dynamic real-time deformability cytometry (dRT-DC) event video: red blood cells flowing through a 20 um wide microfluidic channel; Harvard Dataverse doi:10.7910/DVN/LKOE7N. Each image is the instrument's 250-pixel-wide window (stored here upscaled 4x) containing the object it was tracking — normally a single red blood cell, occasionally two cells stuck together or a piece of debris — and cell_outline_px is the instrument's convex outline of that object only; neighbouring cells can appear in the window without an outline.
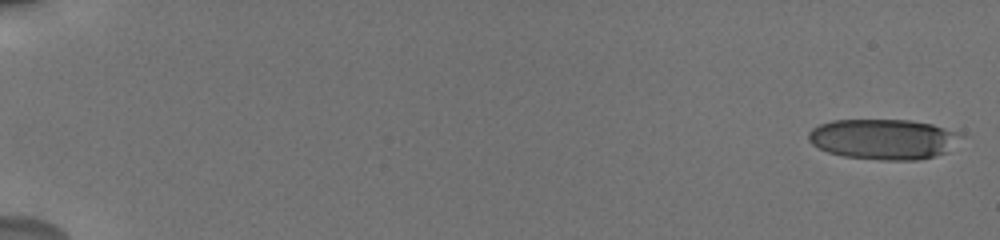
{"species": "human", "species_latin": "Homo sapiens", "temperature_condition": "cold", "stored_images_in_passage": 47, "camera_frame_rate_fps": 3000, "um_per_image_px": 0.085, "donor": {"sex": "male"}, "frame": {"image": 1, "passage_image": 1, "time_ms": 0.0, "image_size_px": [1000, 240], "cell_outline_px": [[968, 136], [948, 152], [936, 156], [920, 160], [880, 160], [844, 156], [828, 152], [812, 144], [808, 140], [808, 132], [812, 128], [820, 124], [832, 120], [912, 120], [932, 124]], "centroid_in_image_um": [75.16, 11.83], "position_along_channel_um": 9.8, "area_um2": 36.36}}
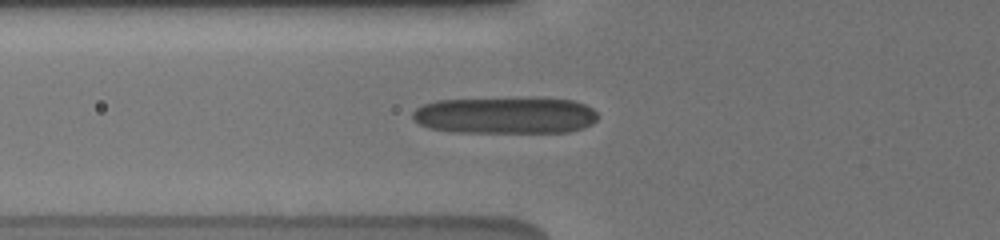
{"frame": {"image": 2, "passage_image": 34, "time_ms": 7.0, "image_size_px": [1000, 240], "cell_outline_px": [[596, 120], [592, 124], [584, 128], [568, 132], [456, 132], [432, 128], [420, 124], [412, 116], [412, 112], [416, 108], [424, 104], [436, 100], [524, 96], [540, 96], [572, 100], [584, 104], [592, 108], [596, 112]], "centroid_in_image_um": [43.0, 9.76], "position_along_channel_um": 82.8, "area_um2": 40.69}}
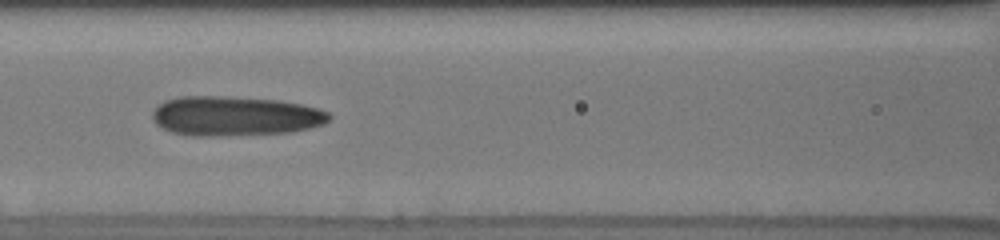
{"frame": {"image": 3, "passage_image": 42, "time_ms": 8.667, "image_size_px": [1000, 240], "cell_outline_px": [[332, 116], [324, 124], [312, 128], [288, 132], [220, 136], [192, 136], [172, 132], [156, 124], [152, 116], [152, 112], [164, 100], [180, 96], [228, 96], [276, 100], [300, 104], [320, 108], [328, 112]], "centroid_in_image_um": [19.99, 9.86], "position_along_channel_um": 146.6, "area_um2": 40.92}}